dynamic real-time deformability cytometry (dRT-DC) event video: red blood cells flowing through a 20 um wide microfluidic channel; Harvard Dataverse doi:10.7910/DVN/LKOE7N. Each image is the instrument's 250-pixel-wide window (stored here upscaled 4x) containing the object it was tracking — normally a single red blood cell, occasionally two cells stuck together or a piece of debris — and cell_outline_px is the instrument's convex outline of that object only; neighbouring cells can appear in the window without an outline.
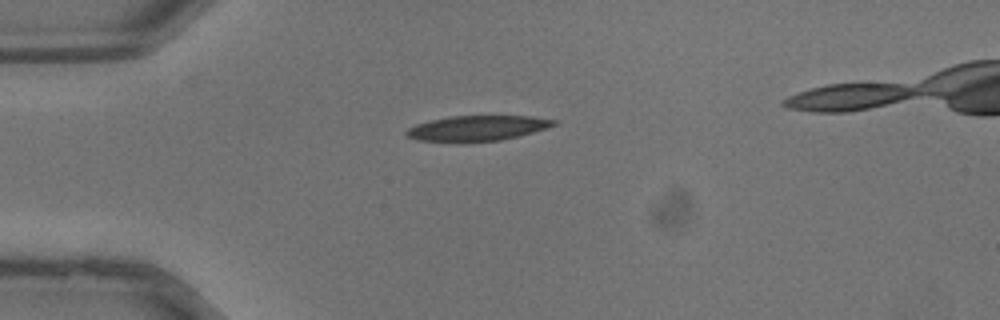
{"species": "common noctule bat (a hibernating species)", "species_latin": "Nyctalus noctula", "temperature_condition": "warm", "stored_images_in_passage": 23, "camera_frame_rate_fps": 3000, "um_per_image_px": 0.085, "animal": {"sex": "male", "body_mass_g": 13.3}, "frame": {"image": 1, "passage_image": 1, "time_ms": 0.0, "image_size_px": [1000, 320], "cell_outline_px": [[556, 124], [548, 128], [500, 140], [416, 140], [404, 136], [404, 132], [408, 128], [416, 124], [448, 116], [532, 116], [556, 120]], "centroid_in_image_um": [40.56, 10.86], "position_along_channel_um": 44.4, "area_um2": 21.04}}
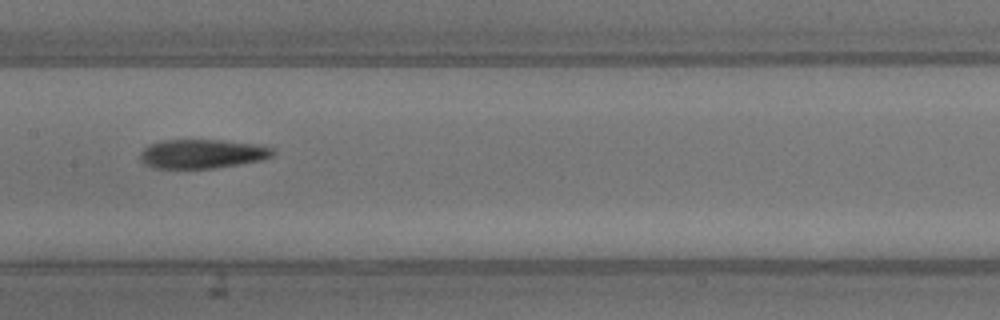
{"frame": {"image": 2, "passage_image": 10, "time_ms": 3.0, "image_size_px": [1000, 320], "cell_outline_px": [[272, 156], [260, 160], [212, 168], [156, 168], [144, 164], [140, 160], [140, 152], [148, 144], [160, 140], [224, 140], [264, 144], [272, 148]], "centroid_in_image_um": [17.16, 13.05], "position_along_channel_um": 190.2, "area_um2": 22.54}}
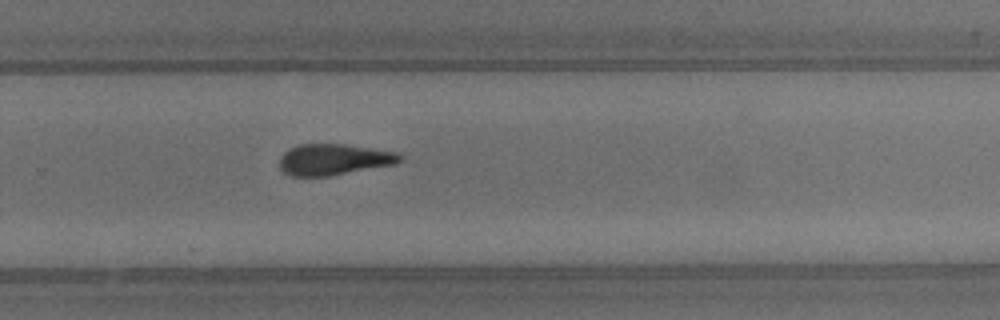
{"frame": {"image": 3, "passage_image": 16, "time_ms": 5.0, "image_size_px": [1000, 320], "cell_outline_px": [[404, 160], [396, 164], [328, 176], [292, 176], [284, 172], [280, 168], [280, 156], [288, 148], [296, 144], [344, 144], [400, 152], [404, 156]], "centroid_in_image_um": [28.42, 13.54], "position_along_channel_um": 301.4, "area_um2": 22.14}}